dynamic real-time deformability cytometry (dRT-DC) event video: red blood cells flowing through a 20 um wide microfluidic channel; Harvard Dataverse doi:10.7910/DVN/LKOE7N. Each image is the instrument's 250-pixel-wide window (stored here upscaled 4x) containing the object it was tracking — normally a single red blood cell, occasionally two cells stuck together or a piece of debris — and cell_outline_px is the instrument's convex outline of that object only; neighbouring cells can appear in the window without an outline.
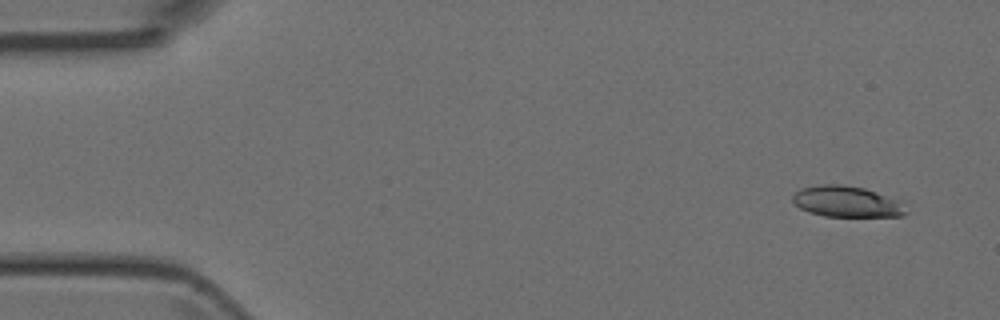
{"species": "Egyptian fruit bat (a non-hibernating species)", "species_latin": "Rousettus aegyptiacus", "temperature_condition": "room temperature", "stored_images_in_passage": 6, "camera_frame_rate_fps": 3000, "um_per_image_px": 0.085, "animal": {"sex": "female"}, "frame": {"image": 1, "passage_image": 1, "time_ms": 0.0, "image_size_px": [1000, 320], "cell_outline_px": [[908, 212], [904, 216], [824, 216], [808, 212], [800, 208], [792, 200], [792, 196], [800, 188], [824, 184], [840, 184], [864, 188], [876, 192], [896, 200]], "centroid_in_image_um": [71.92, 17.14], "position_along_channel_um": 13.1, "area_um2": 20.17}}
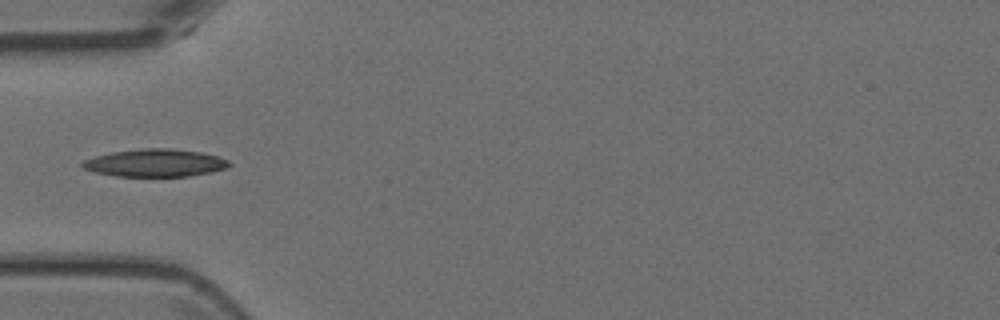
{"frame": {"image": 2, "passage_image": 4, "time_ms": 4.333, "image_size_px": [1000, 320], "cell_outline_px": [[232, 164], [228, 168], [212, 172], [188, 176], [116, 176], [92, 172], [84, 168], [80, 164], [84, 160], [96, 156], [112, 152], [140, 148], [172, 148], [200, 152], [216, 156], [228, 160]], "centroid_in_image_um": [13.19, 13.85], "position_along_channel_um": 71.8, "area_um2": 23.7}}
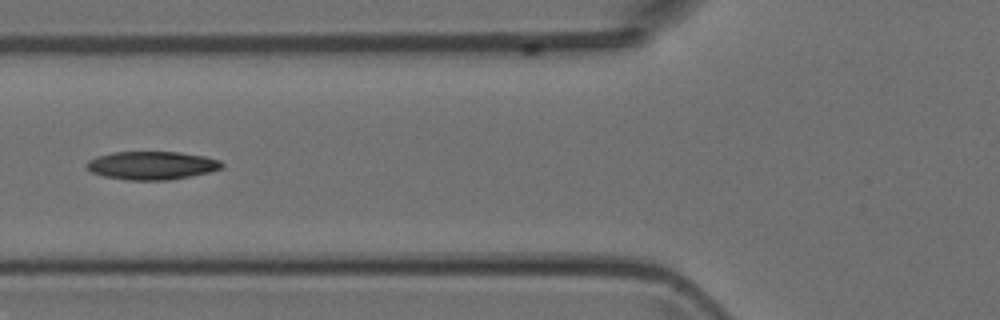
{"frame": {"image": 3, "passage_image": 5, "time_ms": 5.333, "image_size_px": [1000, 320], "cell_outline_px": [[224, 164], [220, 168], [208, 172], [172, 180], [128, 180], [104, 176], [92, 172], [84, 164], [88, 160], [112, 152], [180, 152], [204, 156], [220, 160]], "centroid_in_image_um": [12.9, 14.06], "position_along_channel_um": 112.9, "area_um2": 22.14}}